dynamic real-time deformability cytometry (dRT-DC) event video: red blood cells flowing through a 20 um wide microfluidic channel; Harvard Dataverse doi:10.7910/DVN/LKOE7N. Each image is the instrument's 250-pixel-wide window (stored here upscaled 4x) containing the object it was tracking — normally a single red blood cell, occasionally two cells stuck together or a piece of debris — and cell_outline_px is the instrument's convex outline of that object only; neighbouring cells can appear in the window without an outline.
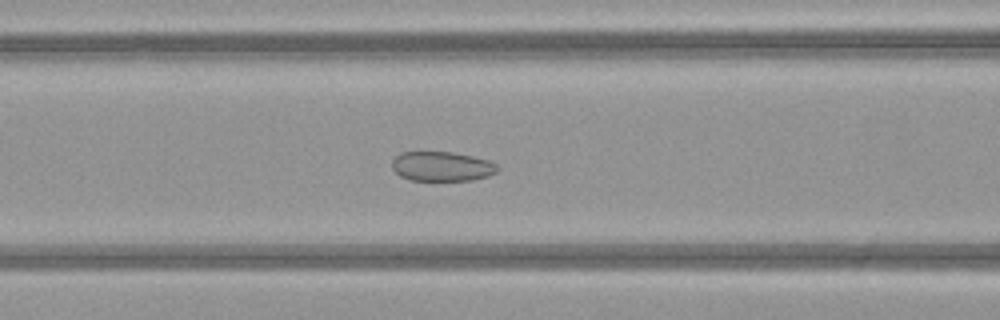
{"species": "common noctule bat (a hibernating species)", "species_latin": "Nyctalus noctula", "temperature_condition": "warm", "stored_images_in_passage": 51, "camera_frame_rate_fps": 3000, "um_per_image_px": 0.085, "animal": {"sex": "female", "body_mass_g": 21.9}, "frame": {"image": 1, "passage_image": 21, "time_ms": 6.667, "image_size_px": [1000, 320], "cell_outline_px": [[500, 168], [496, 172], [488, 176], [472, 180], [408, 180], [400, 176], [392, 168], [392, 160], [400, 152], [452, 152], [472, 156], [488, 160], [496, 164]], "centroid_in_image_um": [37.55, 14.14], "position_along_channel_um": 129.0, "area_um2": 18.21}}
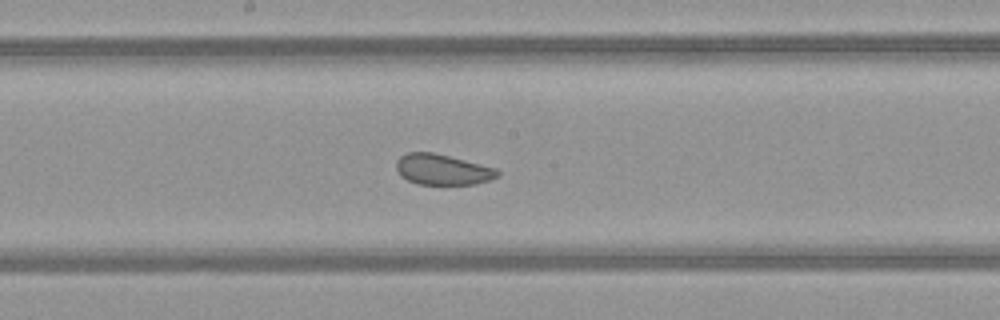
{"frame": {"image": 2, "passage_image": 27, "time_ms": 8.667, "image_size_px": [1000, 320], "cell_outline_px": [[500, 176], [476, 184], [416, 184], [400, 176], [396, 168], [396, 160], [400, 156], [408, 152], [432, 152], [496, 168], [500, 172]], "centroid_in_image_um": [37.59, 14.41], "position_along_channel_um": 210.6, "area_um2": 18.03}}
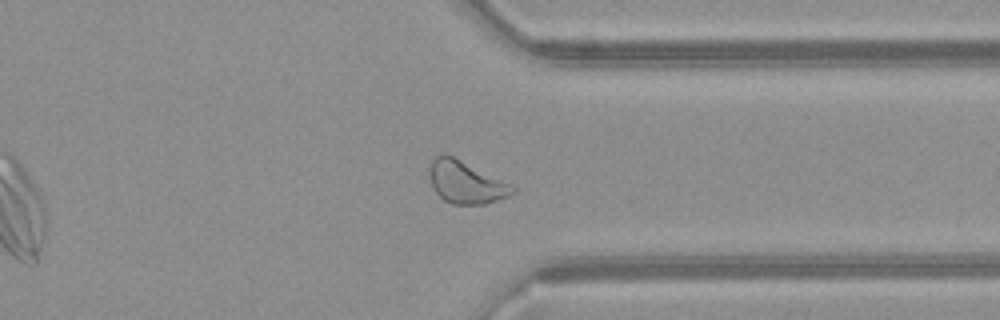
{"frame": {"image": 3, "passage_image": 39, "time_ms": 12.667, "image_size_px": [1000, 320], "cell_outline_px": [[516, 192], [508, 196], [484, 204], [452, 204], [444, 200], [436, 192], [432, 184], [428, 168], [432, 160], [436, 156], [452, 156], [512, 184], [516, 188]], "centroid_in_image_um": [39.62, 15.51], "position_along_channel_um": 371.8, "area_um2": 20.17}, "authors_computed_cell_mechanics": {"area_um2": 21.964, "velocity_mm_per_s": 4.075, "shape_relaxation_time_tau1_ms": null, "shape_relaxation_time_tau2_ms": 2.254, "deformation_change_tau1": null, "deformation_change_tau2": 0.0878}}